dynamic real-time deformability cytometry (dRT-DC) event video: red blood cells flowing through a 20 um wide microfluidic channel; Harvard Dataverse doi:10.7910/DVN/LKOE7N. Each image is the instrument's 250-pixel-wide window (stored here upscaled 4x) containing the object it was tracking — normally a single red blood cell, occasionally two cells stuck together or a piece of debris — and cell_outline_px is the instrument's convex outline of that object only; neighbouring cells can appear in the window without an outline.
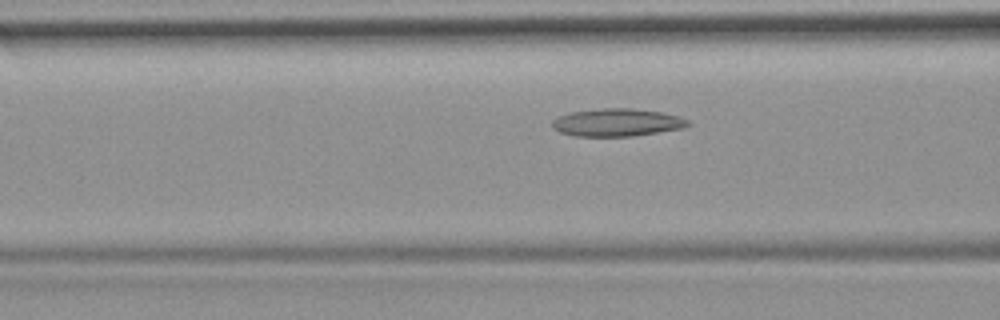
{"species": "common noctule bat (a hibernating species)", "species_latin": "Nyctalus noctula", "temperature_condition": "room temperature", "stored_images_in_passage": 31, "camera_frame_rate_fps": 3000, "um_per_image_px": 0.085, "animal": {"sex": "female", "body_mass_g": 19.9}, "frame": {"image": 1, "passage_image": 4, "time_ms": 1.0, "image_size_px": [1000, 320], "cell_outline_px": [[692, 124], [684, 128], [632, 136], [576, 136], [560, 132], [552, 128], [552, 120], [556, 116], [572, 112], [600, 108], [632, 108], [660, 112], [680, 116], [688, 120]], "centroid_in_image_um": [52.45, 10.4], "position_along_channel_um": 114.2, "area_um2": 22.02}}
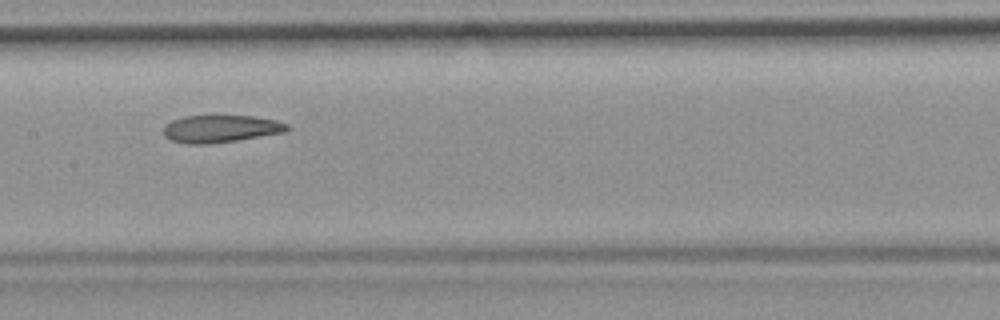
{"frame": {"image": 2, "passage_image": 10, "time_ms": 3.0, "image_size_px": [1000, 320], "cell_outline_px": [[292, 128], [284, 132], [236, 140], [208, 144], [188, 144], [172, 140], [164, 136], [164, 124], [172, 120], [184, 116], [256, 116], [276, 120], [288, 124]], "centroid_in_image_um": [18.76, 10.94], "position_along_channel_um": 188.6, "area_um2": 19.71}}
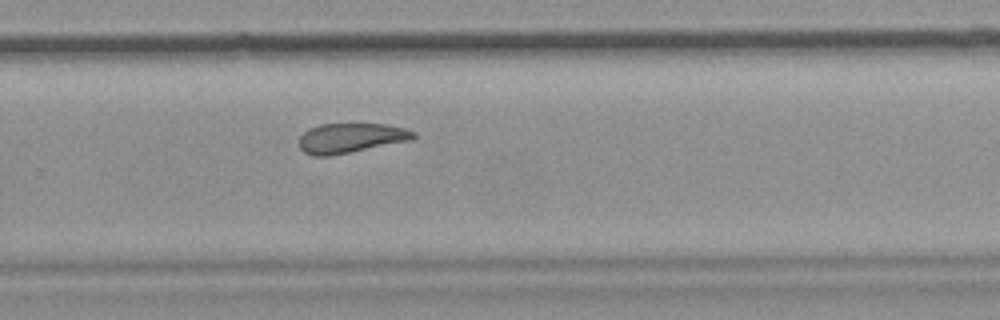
{"frame": {"image": 3, "passage_image": 19, "time_ms": 6.0, "image_size_px": [1000, 320], "cell_outline_px": [[416, 136], [412, 140], [328, 156], [312, 156], [304, 152], [300, 148], [300, 136], [308, 128], [320, 124], [388, 124], [404, 128], [416, 132]], "centroid_in_image_um": [29.81, 11.72], "position_along_channel_um": 300.0, "area_um2": 19.77}}